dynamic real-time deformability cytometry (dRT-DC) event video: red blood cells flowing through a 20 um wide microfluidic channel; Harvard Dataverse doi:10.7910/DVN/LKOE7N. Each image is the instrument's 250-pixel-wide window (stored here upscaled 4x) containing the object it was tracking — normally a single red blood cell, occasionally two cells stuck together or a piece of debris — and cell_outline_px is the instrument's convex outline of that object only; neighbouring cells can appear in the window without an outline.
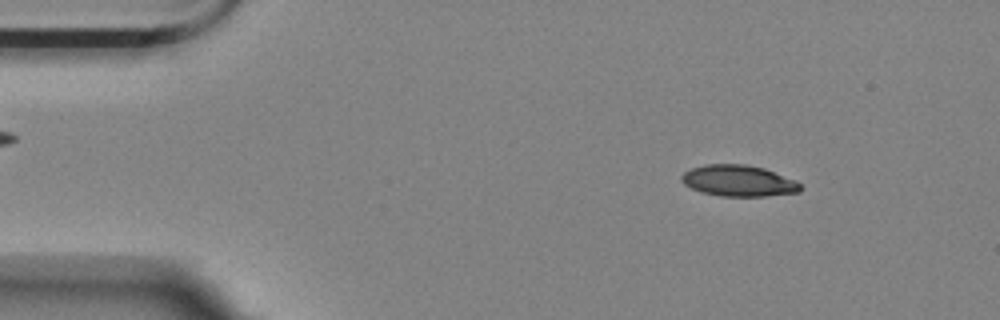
{"species": "Egyptian fruit bat (a non-hibernating species)", "species_latin": "Rousettus aegyptiacus", "temperature_condition": "room temperature", "stored_images_in_passage": 54, "camera_frame_rate_fps": 3000, "um_per_image_px": 0.085, "animal": {"sex": "female"}, "frame": {"image": 1, "passage_image": 5, "time_ms": 1.333, "image_size_px": [1000, 320], "cell_outline_px": [[800, 192], [764, 196], [720, 196], [700, 192], [684, 184], [680, 180], [680, 176], [684, 172], [692, 168], [704, 164], [748, 164], [764, 168], [796, 180], [800, 184]], "centroid_in_image_um": [62.75, 15.36], "position_along_channel_um": 22.2, "area_um2": 21.73}}
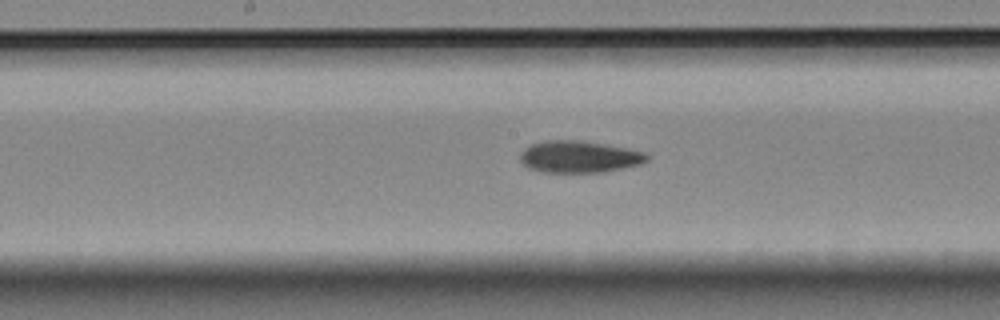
{"frame": {"image": 2, "passage_image": 26, "time_ms": 8.333, "image_size_px": [1000, 320], "cell_outline_px": [[648, 160], [640, 164], [600, 172], [544, 172], [528, 168], [520, 160], [520, 152], [524, 148], [532, 144], [548, 140], [580, 140], [628, 148], [644, 152], [648, 156]], "centroid_in_image_um": [49.2, 13.32], "position_along_channel_um": 199.0, "area_um2": 23.35}}
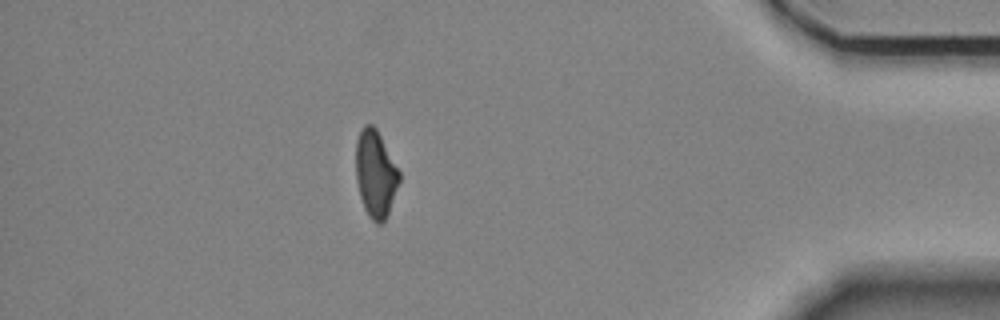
{"frame": {"image": 3, "passage_image": 47, "time_ms": 15.333, "image_size_px": [1000, 320], "cell_outline_px": [[400, 180], [388, 216], [380, 224], [376, 224], [368, 216], [364, 208], [360, 196], [356, 180], [356, 140], [364, 124], [372, 124], [376, 128], [400, 172]], "centroid_in_image_um": [31.92, 14.8], "position_along_channel_um": 403.3, "area_um2": 22.02}, "authors_computed_cell_mechanics": {"area_um2": 23.0044, "velocity_mm_per_s": 3.5356, "shape_relaxation_time_tau1_ms": 5.9492, "shape_relaxation_time_tau2_ms": 4.4734, "deformation_change_tau1": 0.1448, "deformation_change_tau2": 0.1165}}